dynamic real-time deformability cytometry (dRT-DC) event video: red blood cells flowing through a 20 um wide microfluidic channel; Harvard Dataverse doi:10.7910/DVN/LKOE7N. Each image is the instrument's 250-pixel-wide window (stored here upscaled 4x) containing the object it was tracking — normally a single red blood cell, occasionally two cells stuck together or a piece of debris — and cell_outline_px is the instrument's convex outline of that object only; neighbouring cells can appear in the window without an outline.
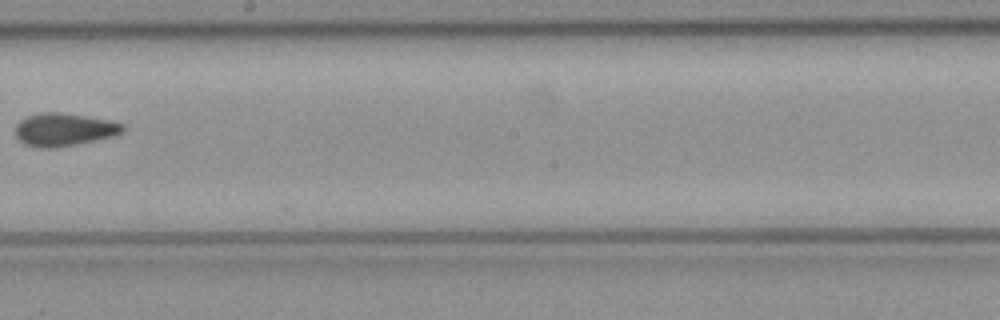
{"species": "common noctule bat (a hibernating species)", "species_latin": "Nyctalus noctula", "temperature_condition": "cold", "stored_images_in_passage": 9, "camera_frame_rate_fps": 3000, "um_per_image_px": 0.085, "animal": {"sex": "female", "body_mass_g": 21.9}, "frame": {"image": 1, "passage_image": 9, "time_ms": 2.667, "image_size_px": [1000, 320], "cell_outline_px": [[124, 128], [120, 132], [112, 136], [76, 144], [52, 148], [40, 148], [24, 144], [16, 136], [16, 124], [20, 120], [28, 116], [40, 112], [60, 112], [108, 120], [124, 124]], "centroid_in_image_um": [5.39, 11.01], "position_along_channel_um": 242.8, "area_um2": 20.29}}